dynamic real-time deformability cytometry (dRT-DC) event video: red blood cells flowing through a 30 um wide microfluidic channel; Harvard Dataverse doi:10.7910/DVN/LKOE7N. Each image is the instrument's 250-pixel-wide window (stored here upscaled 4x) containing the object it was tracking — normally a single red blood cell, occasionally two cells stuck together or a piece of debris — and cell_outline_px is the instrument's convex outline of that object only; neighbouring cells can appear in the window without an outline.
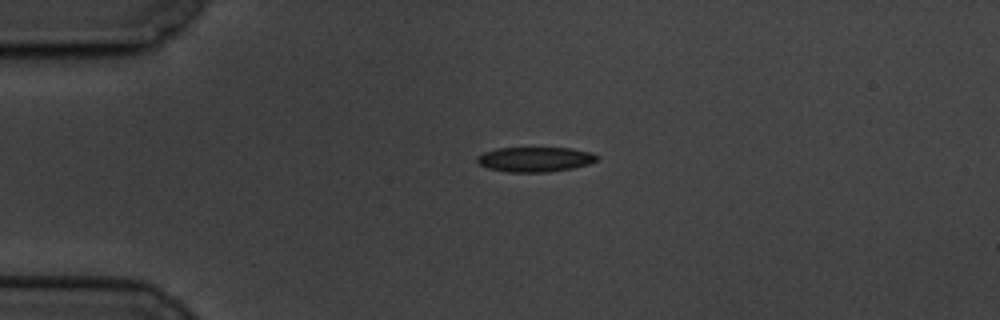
{"species": "common noctule bat (a hibernating species)", "species_latin": "Nyctalus noctula", "temperature_condition": "cold", "stored_images_in_passage": 47, "camera_frame_rate_fps": 3000, "um_per_image_px": 0.085, "animal": {"sex": "male", "body_mass_g": 19.5, "forearm_length_mm": 54.6}, "frame": {"image": 1, "passage_image": 1, "time_ms": 0.0, "image_size_px": [1000, 320], "cell_outline_px": [[600, 156], [596, 160], [588, 164], [572, 168], [548, 172], [508, 172], [488, 168], [480, 164], [476, 160], [476, 156], [484, 152], [496, 148], [572, 148], [592, 152]], "centroid_in_image_um": [45.48, 13.54], "position_along_channel_um": 39.5, "area_um2": 17.4}}
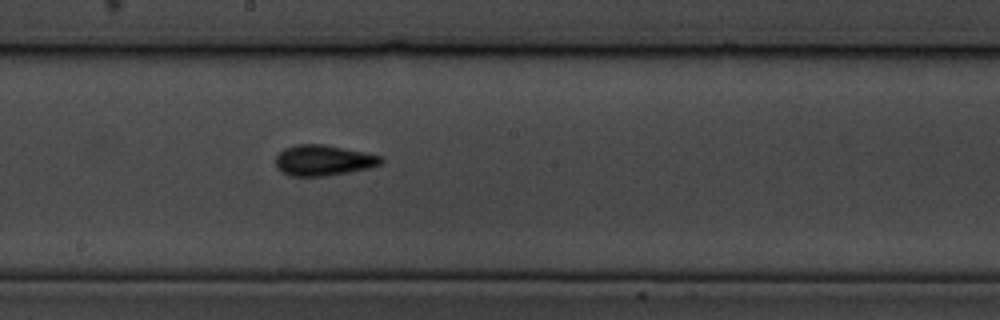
{"frame": {"image": 2, "passage_image": 20, "time_ms": 6.333, "image_size_px": [1000, 320], "cell_outline_px": [[384, 160], [380, 164], [368, 168], [348, 172], [324, 176], [288, 176], [276, 168], [276, 156], [284, 148], [296, 144], [324, 144], [384, 156]], "centroid_in_image_um": [27.47, 13.62], "position_along_channel_um": 220.7, "area_um2": 18.9}}
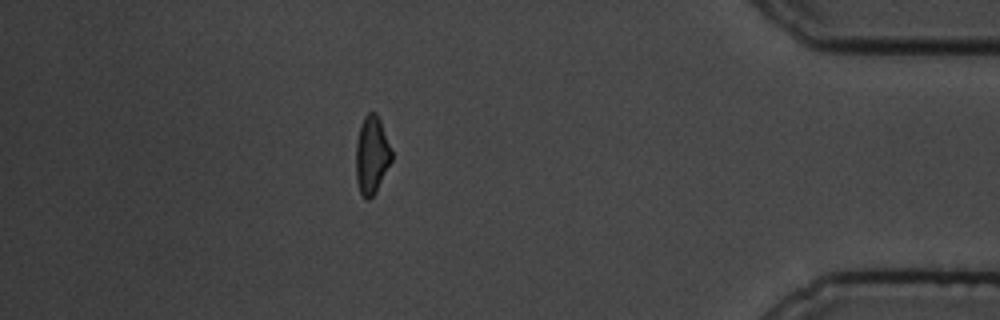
{"frame": {"image": 3, "passage_image": 40, "time_ms": 13.0, "image_size_px": [1000, 320], "cell_outline_px": [[392, 160], [376, 192], [368, 200], [364, 200], [360, 192], [356, 180], [356, 140], [364, 116], [368, 112], [376, 112], [380, 120], [392, 152]], "centroid_in_image_um": [31.59, 13.2], "position_along_channel_um": 403.6, "area_um2": 16.18}, "authors_computed_cell_mechanics": {"area_um2": 17.5712, "velocity_mm_per_s": 3.3416, "shape_relaxation_time_tau1_ms": 3.5036, "shape_relaxation_time_tau2_ms": 2.3983, "deformation_change_tau1": 0.1209, "deformation_change_tau2": 0.0928}}